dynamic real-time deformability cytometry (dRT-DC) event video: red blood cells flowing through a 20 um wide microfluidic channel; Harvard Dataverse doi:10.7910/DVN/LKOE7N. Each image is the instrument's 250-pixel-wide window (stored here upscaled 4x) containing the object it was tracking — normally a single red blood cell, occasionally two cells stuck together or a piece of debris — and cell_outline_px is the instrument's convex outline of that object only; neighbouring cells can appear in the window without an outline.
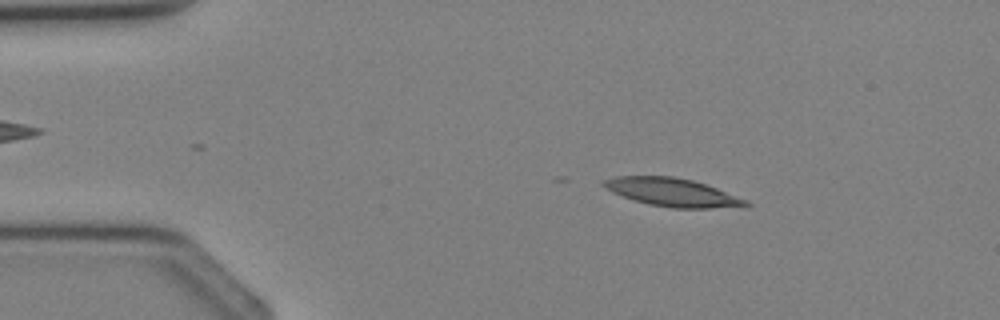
{"species": "Egyptian fruit bat (a non-hibernating species)", "species_latin": "Rousettus aegyptiacus", "temperature_condition": "cold", "stored_images_in_passage": 2, "camera_frame_rate_fps": 3000, "um_per_image_px": 0.085, "animal": {"sex": "female"}, "frame": {"image": 1, "passage_image": 2, "time_ms": 2.0, "image_size_px": [1000, 320], "cell_outline_px": [[752, 204], [744, 208], [672, 208], [648, 204], [632, 200], [612, 192], [600, 184], [600, 180], [616, 176], [672, 176], [692, 180], [716, 188], [748, 200]], "centroid_in_image_um": [57.16, 16.36], "position_along_channel_um": 27.8, "area_um2": 23.7}}